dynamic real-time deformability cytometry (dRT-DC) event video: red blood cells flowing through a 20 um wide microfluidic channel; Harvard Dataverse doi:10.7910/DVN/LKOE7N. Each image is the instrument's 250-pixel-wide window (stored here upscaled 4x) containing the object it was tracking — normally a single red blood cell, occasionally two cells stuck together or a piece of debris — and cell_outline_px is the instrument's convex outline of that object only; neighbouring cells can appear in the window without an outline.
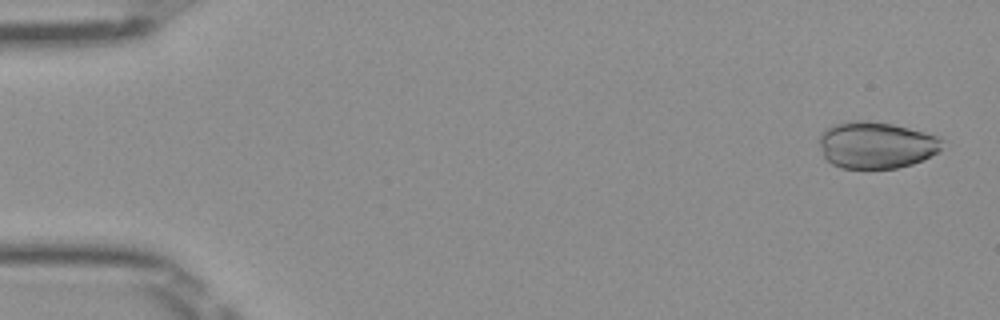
{"species": "Egyptian fruit bat (a non-hibernating species)", "species_latin": "Rousettus aegyptiacus", "temperature_condition": "room temperature", "stored_images_in_passage": 50, "camera_frame_rate_fps": 3000, "um_per_image_px": 0.085, "frame": {"image": 1, "passage_image": 2, "time_ms": 0.333, "image_size_px": [1000, 320], "cell_outline_px": [[944, 140], [940, 148], [936, 152], [924, 160], [912, 164], [896, 168], [840, 168], [832, 164], [824, 156], [820, 144], [820, 132], [824, 128], [832, 124], [852, 120], [860, 120], [892, 124], [940, 136]], "centroid_in_image_um": [74.46, 12.32], "position_along_channel_um": 10.5, "area_um2": 33.52}}
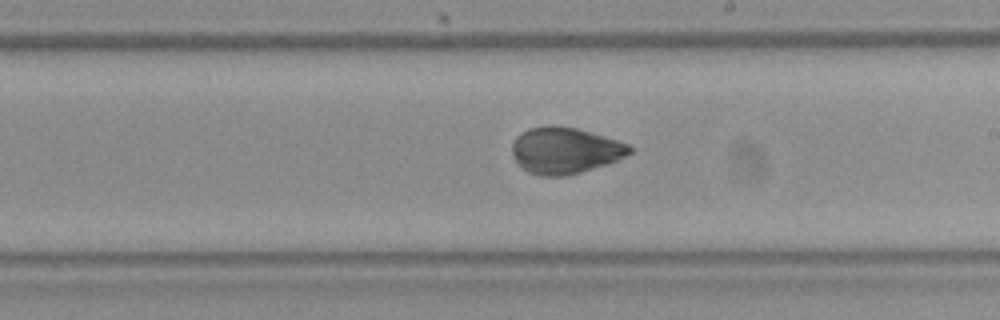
{"frame": {"image": 2, "passage_image": 29, "time_ms": 9.333, "image_size_px": [1000, 320], "cell_outline_px": [[636, 148], [632, 152], [608, 164], [568, 176], [540, 176], [528, 172], [512, 156], [512, 144], [516, 136], [520, 132], [528, 128], [552, 124], [576, 128], [604, 136], [628, 144]], "centroid_in_image_um": [48.02, 12.78], "position_along_channel_um": 241.0, "area_um2": 31.96}}
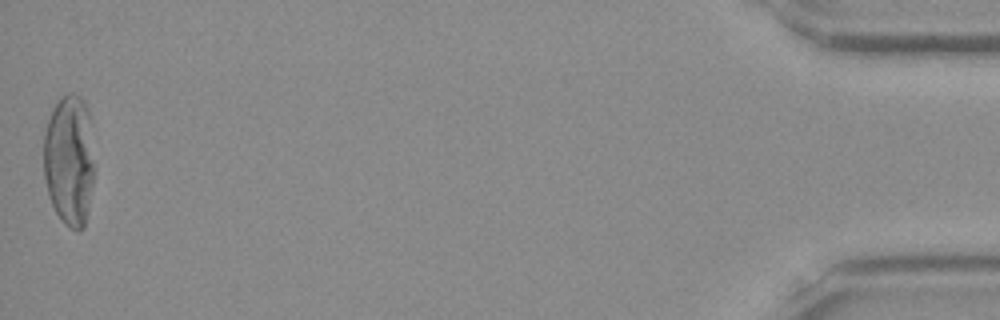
{"frame": {"image": 3, "passage_image": 50, "time_ms": 16.333, "image_size_px": [1000, 320], "cell_outline_px": [[92, 184], [88, 208], [84, 228], [80, 232], [64, 224], [60, 220], [48, 196], [44, 176], [44, 132], [48, 120], [60, 96], [68, 92], [72, 92], [80, 96], [84, 100], [88, 112], [92, 160]], "centroid_in_image_um": [5.86, 13.62], "position_along_channel_um": 429.3, "area_um2": 38.44}}